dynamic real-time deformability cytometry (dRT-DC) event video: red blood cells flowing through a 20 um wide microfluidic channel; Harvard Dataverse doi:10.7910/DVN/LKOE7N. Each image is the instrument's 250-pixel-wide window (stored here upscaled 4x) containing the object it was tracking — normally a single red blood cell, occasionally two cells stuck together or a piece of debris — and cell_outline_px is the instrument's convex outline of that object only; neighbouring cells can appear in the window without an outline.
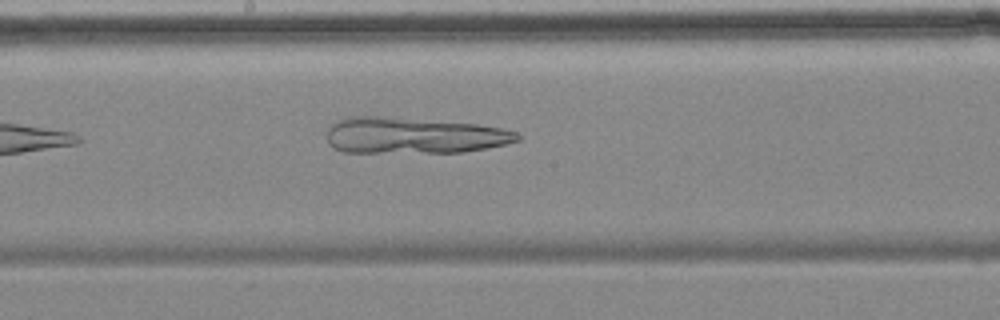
{"species": "common noctule bat (a hibernating species)", "species_latin": "Nyctalus noctula", "temperature_condition": "cold", "stored_images_in_passage": 7, "camera_frame_rate_fps": 3000, "um_per_image_px": 0.085, "animal": {"sex": "female", "body_mass_g": 18.4}, "frame": {"image": 1, "passage_image": 6, "time_ms": 7.0, "image_size_px": [1000, 320], "cell_outline_px": [[524, 136], [520, 140], [504, 144], [464, 152], [344, 152], [336, 148], [328, 140], [328, 128], [336, 120], [352, 116], [380, 116], [476, 124], [500, 128], [520, 132]], "centroid_in_image_um": [35.2, 11.51], "position_along_channel_um": 213.0, "area_um2": 39.94}}